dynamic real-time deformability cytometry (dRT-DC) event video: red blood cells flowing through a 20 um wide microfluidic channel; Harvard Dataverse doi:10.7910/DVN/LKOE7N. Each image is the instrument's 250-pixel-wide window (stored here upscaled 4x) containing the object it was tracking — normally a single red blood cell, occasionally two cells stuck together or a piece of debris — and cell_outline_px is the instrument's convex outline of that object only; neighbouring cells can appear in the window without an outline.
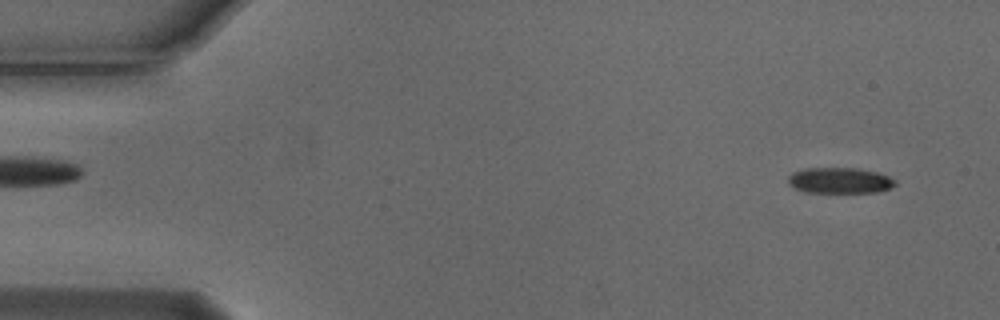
{"species": "Egyptian fruit bat (a non-hibernating species)", "species_latin": "Rousettus aegyptiacus", "temperature_condition": "cold", "stored_images_in_passage": 6, "segment_of_instrument_passage": [2, 2], "camera_frame_rate_fps": 3000, "um_per_image_px": 0.085, "animal": {"sex": "male"}, "frame": {"image": 1, "passage_image": 6, "time_ms": 1.667, "image_size_px": [1000, 320], "cell_outline_px": [[896, 184], [892, 188], [876, 192], [804, 192], [788, 184], [788, 176], [792, 172], [804, 168], [856, 168], [876, 172], [888, 176], [896, 180]], "centroid_in_image_um": [71.37, 15.34], "position_along_channel_um": 13.6, "area_um2": 16.13}}